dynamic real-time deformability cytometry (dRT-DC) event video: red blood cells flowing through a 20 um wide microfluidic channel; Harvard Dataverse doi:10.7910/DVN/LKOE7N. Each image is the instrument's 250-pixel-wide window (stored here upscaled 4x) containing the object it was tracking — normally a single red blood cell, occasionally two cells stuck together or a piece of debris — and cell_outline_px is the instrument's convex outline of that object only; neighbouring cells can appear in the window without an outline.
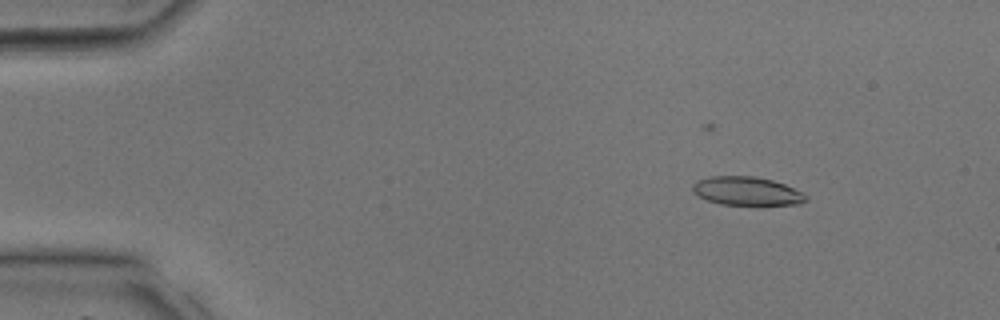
{"species": "common noctule bat (a hibernating species)", "species_latin": "Nyctalus noctula", "temperature_condition": "room temperature", "stored_images_in_passage": 9, "camera_frame_rate_fps": 3000, "um_per_image_px": 0.085, "animal": {"sex": "male", "body_mass_g": 17.9, "forearm_length_mm": 54.2}, "frame": {"image": 1, "passage_image": 4, "time_ms": 1.0, "image_size_px": [1000, 320], "cell_outline_px": [[808, 200], [800, 204], [760, 208], [756, 208], [720, 204], [708, 200], [692, 192], [692, 184], [696, 180], [708, 176], [752, 176], [772, 180], [784, 184], [804, 192], [808, 196]], "centroid_in_image_um": [63.54, 16.3], "position_along_channel_um": 21.5, "area_um2": 20.06}}